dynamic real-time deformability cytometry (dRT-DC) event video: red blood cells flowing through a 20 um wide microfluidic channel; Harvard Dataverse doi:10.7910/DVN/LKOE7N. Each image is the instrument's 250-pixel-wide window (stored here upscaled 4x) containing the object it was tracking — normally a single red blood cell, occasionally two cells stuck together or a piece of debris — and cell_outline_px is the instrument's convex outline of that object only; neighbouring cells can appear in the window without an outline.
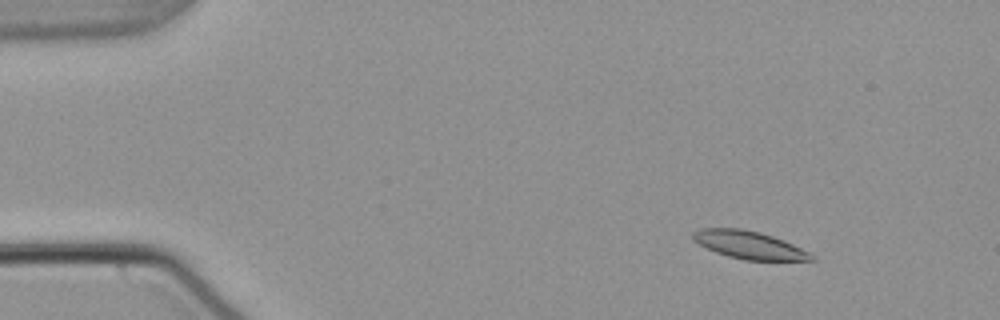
{"species": "common noctule bat (a hibernating species)", "species_latin": "Nyctalus noctula", "temperature_condition": "warm", "stored_images_in_passage": 56, "camera_frame_rate_fps": 3000, "um_per_image_px": 0.085, "animal": {"sex": "male", "body_mass_g": 21.5, "forearm_length_mm": 52.0}, "frame": {"image": 1, "passage_image": 8, "time_ms": 2.333, "image_size_px": [1000, 320], "cell_outline_px": [[816, 260], [744, 260], [728, 256], [716, 252], [692, 240], [692, 232], [700, 228], [740, 228], [760, 232], [784, 240], [816, 256]], "centroid_in_image_um": [63.66, 20.81], "position_along_channel_um": 21.3, "area_um2": 19.07}}
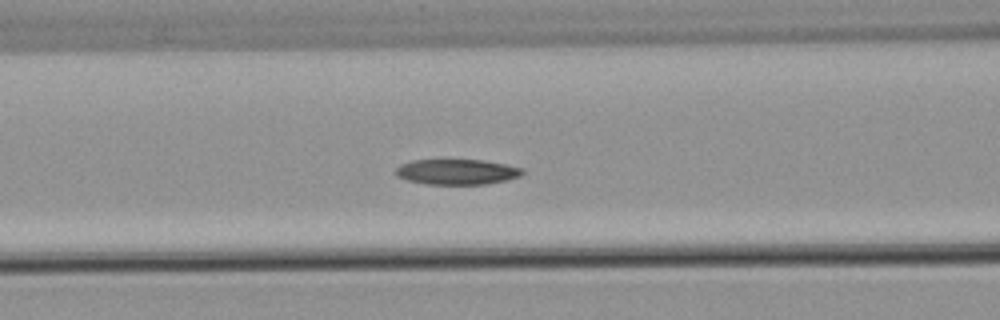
{"frame": {"image": 2, "passage_image": 24, "time_ms": 7.667, "image_size_px": [1000, 320], "cell_outline_px": [[524, 172], [520, 176], [508, 180], [484, 184], [428, 184], [408, 180], [396, 176], [392, 172], [400, 164], [412, 160], [484, 160], [524, 168]], "centroid_in_image_um": [38.82, 14.6], "position_along_channel_um": 127.8, "area_um2": 18.84}}
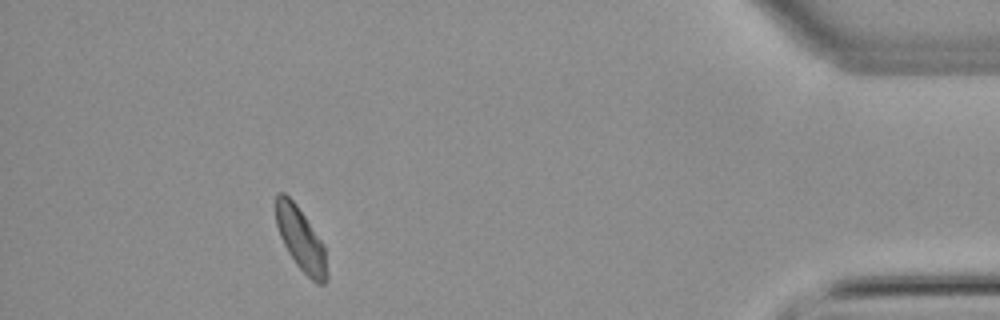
{"frame": {"image": 3, "passage_image": 51, "time_ms": 16.667, "image_size_px": [1000, 320], "cell_outline_px": [[328, 280], [324, 284], [316, 284], [296, 264], [288, 252], [280, 236], [276, 224], [276, 196], [280, 192], [284, 192], [296, 204], [324, 244], [328, 272]], "centroid_in_image_um": [25.59, 20.37], "position_along_channel_um": 409.6, "area_um2": 18.73}, "authors_computed_cell_mechanics": {"area_um2": 19.5942, "velocity_mm_per_s": 3.7627, "shape_relaxation_time_tau1_ms": 9.6327, "shape_relaxation_time_tau2_ms": null, "deformation_change_tau1": 0.1743, "deformation_change_tau2": null}}